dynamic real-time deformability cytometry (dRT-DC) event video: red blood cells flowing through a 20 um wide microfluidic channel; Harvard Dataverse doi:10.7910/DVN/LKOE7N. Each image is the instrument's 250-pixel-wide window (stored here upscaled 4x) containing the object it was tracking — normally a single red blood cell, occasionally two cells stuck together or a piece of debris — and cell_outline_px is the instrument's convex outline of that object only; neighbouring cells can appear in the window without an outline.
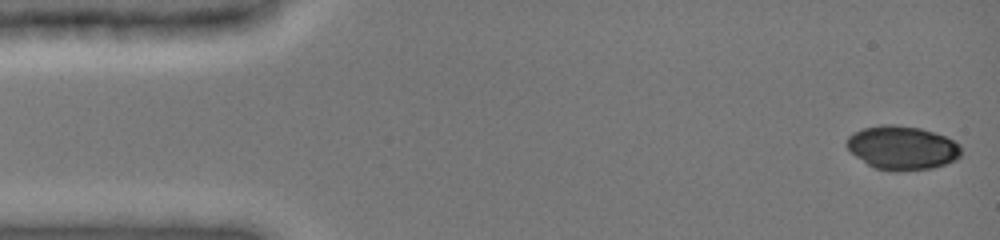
{"species": "common noctule bat (a hibernating species)", "species_latin": "Nyctalus noctula", "temperature_condition": "cold", "stored_images_in_passage": 26, "camera_frame_rate_fps": 3000, "um_per_image_px": 0.085, "animal": {"sex": "female", "body_mass_g": 19.0, "forearm_length_mm": 51.5}, "frame": {"image": 1, "passage_image": 1, "time_ms": 0.0, "image_size_px": [1000, 240], "cell_outline_px": [[960, 156], [956, 160], [932, 168], [896, 172], [876, 168], [868, 164], [856, 156], [844, 144], [848, 136], [864, 128], [880, 124], [892, 124], [920, 128], [936, 132], [960, 144]], "centroid_in_image_um": [76.68, 12.56], "position_along_channel_um": 8.3, "area_um2": 29.19}}